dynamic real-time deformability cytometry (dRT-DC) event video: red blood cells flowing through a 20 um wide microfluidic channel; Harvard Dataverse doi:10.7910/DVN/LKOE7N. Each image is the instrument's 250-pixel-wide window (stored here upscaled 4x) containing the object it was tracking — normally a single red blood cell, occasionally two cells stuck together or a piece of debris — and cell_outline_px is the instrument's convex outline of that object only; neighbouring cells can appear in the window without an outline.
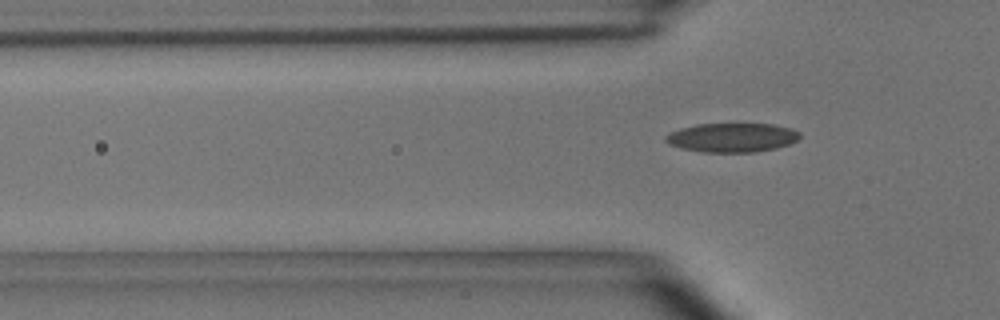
{"species": "common noctule bat (a hibernating species)", "species_latin": "Nyctalus noctula", "temperature_condition": "room temperature", "stored_images_in_passage": 3, "camera_frame_rate_fps": 3000, "um_per_image_px": 0.085, "animal": {"sex": "male", "body_mass_g": 15.6}, "frame": {"image": 1, "passage_image": 3, "time_ms": 2.0, "image_size_px": [1000, 320], "cell_outline_px": [[800, 136], [796, 140], [788, 144], [776, 148], [752, 152], [704, 152], [684, 148], [668, 144], [664, 140], [664, 136], [680, 128], [696, 124], [772, 124], [792, 128], [800, 132]], "centroid_in_image_um": [62.22, 11.68], "position_along_channel_um": 63.6, "area_um2": 22.6}}